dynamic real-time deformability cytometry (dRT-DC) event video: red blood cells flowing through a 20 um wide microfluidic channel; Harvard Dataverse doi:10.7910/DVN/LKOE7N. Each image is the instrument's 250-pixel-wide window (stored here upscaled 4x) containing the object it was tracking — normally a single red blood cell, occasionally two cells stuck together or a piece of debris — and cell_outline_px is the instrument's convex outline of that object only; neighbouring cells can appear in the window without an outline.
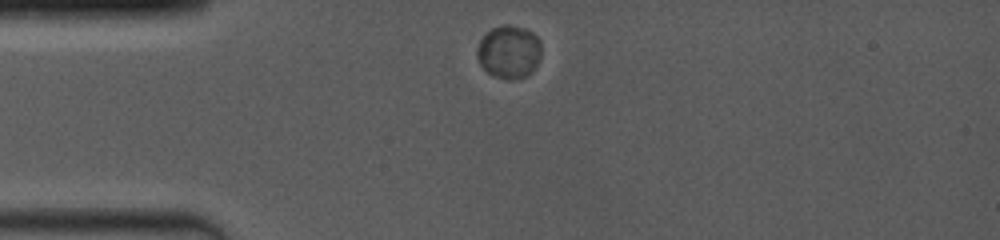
{"species": "common noctule bat (a hibernating species)", "species_latin": "Nyctalus noctula", "temperature_condition": "room temperature", "stored_images_in_passage": 2, "camera_frame_rate_fps": 4000, "um_per_image_px": 0.085, "animal": {"sex": "female", "body_mass_g": 19.0, "forearm_length_mm": 53.3}, "frame": {"image": 1, "passage_image": 1, "time_ms": 0.0, "image_size_px": [1000, 240], "cell_outline_px": [[540, 56], [532, 72], [528, 76], [516, 80], [508, 80], [492, 76], [480, 64], [476, 56], [476, 48], [484, 32], [492, 28], [504, 24], [508, 24], [524, 28], [532, 32], [540, 40]], "centroid_in_image_um": [43.24, 4.41], "position_along_channel_um": 41.8, "area_um2": 20.23}}